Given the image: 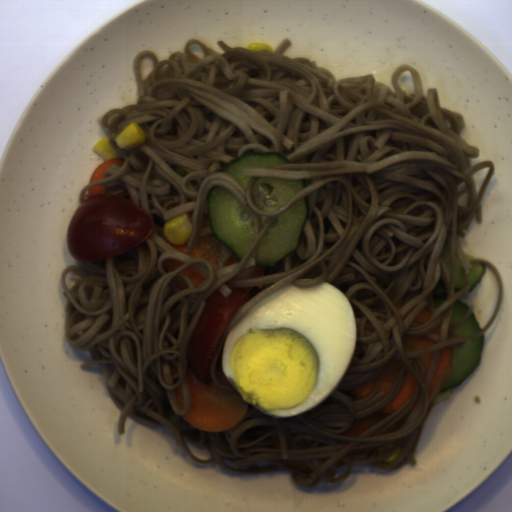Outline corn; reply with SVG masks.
<instances>
[{"label":"corn","mask_w":512,"mask_h":512,"mask_svg":"<svg viewBox=\"0 0 512 512\" xmlns=\"http://www.w3.org/2000/svg\"><path fill=\"white\" fill-rule=\"evenodd\" d=\"M91 149L94 154L104 158L106 162L112 158L119 156L113 148V146L111 145L110 138L108 137L100 140L97 144L92 146Z\"/></svg>","instance_id":"5cfa1b94"},{"label":"corn","mask_w":512,"mask_h":512,"mask_svg":"<svg viewBox=\"0 0 512 512\" xmlns=\"http://www.w3.org/2000/svg\"><path fill=\"white\" fill-rule=\"evenodd\" d=\"M193 230L188 213H182L166 221L163 234L171 244L181 246L189 240Z\"/></svg>","instance_id":"51d56268"},{"label":"corn","mask_w":512,"mask_h":512,"mask_svg":"<svg viewBox=\"0 0 512 512\" xmlns=\"http://www.w3.org/2000/svg\"><path fill=\"white\" fill-rule=\"evenodd\" d=\"M248 50H267L269 53H273L270 45L266 43L253 42L247 45Z\"/></svg>","instance_id":"cfcad685"},{"label":"corn","mask_w":512,"mask_h":512,"mask_svg":"<svg viewBox=\"0 0 512 512\" xmlns=\"http://www.w3.org/2000/svg\"><path fill=\"white\" fill-rule=\"evenodd\" d=\"M400 453H401V448L399 445L398 448L395 451H393L389 456H387L382 462L389 464V463L393 462L394 460H396L400 456Z\"/></svg>","instance_id":"79e197a2"},{"label":"corn","mask_w":512,"mask_h":512,"mask_svg":"<svg viewBox=\"0 0 512 512\" xmlns=\"http://www.w3.org/2000/svg\"><path fill=\"white\" fill-rule=\"evenodd\" d=\"M451 395H453L451 388L447 389L446 391H440L432 405L439 404L446 398H449Z\"/></svg>","instance_id":"2b8c4276"},{"label":"corn","mask_w":512,"mask_h":512,"mask_svg":"<svg viewBox=\"0 0 512 512\" xmlns=\"http://www.w3.org/2000/svg\"><path fill=\"white\" fill-rule=\"evenodd\" d=\"M146 138L145 130L136 124L126 126L116 137L115 142L118 148L128 149L138 145Z\"/></svg>","instance_id":"f1292c28"}]
</instances>
